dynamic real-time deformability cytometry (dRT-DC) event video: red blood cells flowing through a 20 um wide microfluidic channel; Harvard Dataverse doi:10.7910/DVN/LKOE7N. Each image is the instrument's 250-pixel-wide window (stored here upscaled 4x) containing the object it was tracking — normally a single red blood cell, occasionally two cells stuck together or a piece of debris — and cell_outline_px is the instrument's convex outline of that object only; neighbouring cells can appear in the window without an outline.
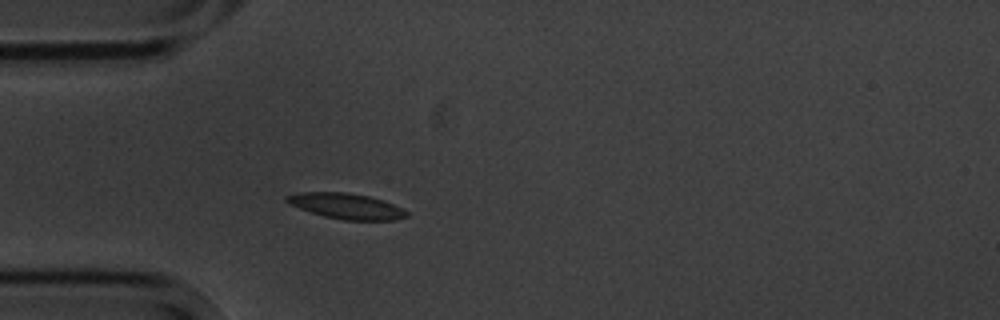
{"species": "common noctule bat (a hibernating species)", "species_latin": "Nyctalus noctula", "temperature_condition": "cold", "stored_images_in_passage": 3, "camera_frame_rate_fps": 3000, "um_per_image_px": 0.085, "animal": {"sex": "male", "body_mass_g": 20.1, "forearm_length_mm": 53.5}, "frame": {"image": 1, "passage_image": 3, "time_ms": 2.667, "image_size_px": [1000, 320], "cell_outline_px": [[408, 216], [392, 220], [344, 220], [324, 216], [300, 208], [284, 200], [284, 196], [300, 192], [344, 192], [368, 196], [392, 204], [408, 212]], "centroid_in_image_um": [29.41, 17.51], "position_along_channel_um": 55.6, "area_um2": 17.51}}